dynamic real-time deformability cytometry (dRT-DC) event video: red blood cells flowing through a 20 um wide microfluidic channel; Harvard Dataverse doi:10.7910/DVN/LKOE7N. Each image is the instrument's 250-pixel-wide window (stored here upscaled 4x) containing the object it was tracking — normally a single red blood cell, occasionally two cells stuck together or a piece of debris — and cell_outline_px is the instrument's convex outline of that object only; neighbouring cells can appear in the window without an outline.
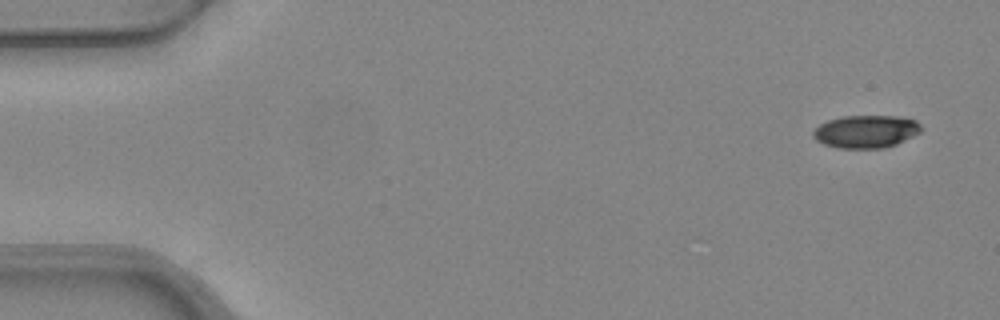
{"species": "common noctule bat (a hibernating species)", "species_latin": "Nyctalus noctula", "temperature_condition": "warm", "stored_images_in_passage": 7, "camera_frame_rate_fps": 3000, "um_per_image_px": 0.085, "animal": {"sex": "female", "body_mass_g": 24.6, "forearm_length_mm": 56.2}, "frame": {"image": 1, "passage_image": 1, "time_ms": 0.0, "image_size_px": [1000, 320], "cell_outline_px": [[920, 132], [896, 144], [884, 148], [836, 148], [824, 144], [816, 140], [812, 136], [812, 132], [820, 124], [828, 120], [844, 116], [900, 116], [916, 120], [920, 124]], "centroid_in_image_um": [73.59, 11.18], "position_along_channel_um": 11.4, "area_um2": 20.58}}
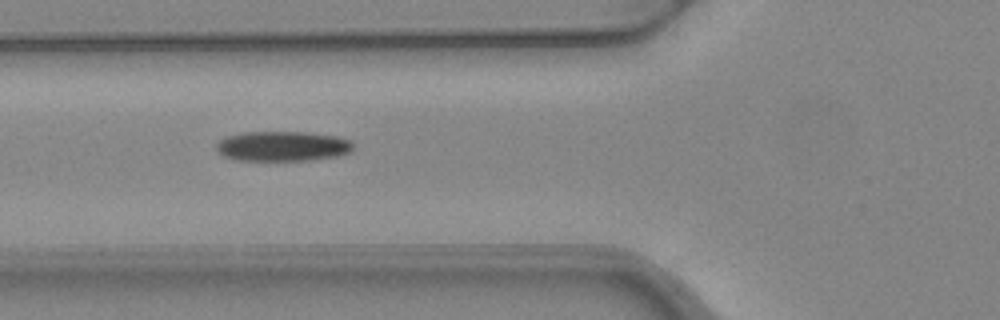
{"frame": {"image": 2, "passage_image": 5, "time_ms": 1.333, "image_size_px": [1000, 320], "cell_outline_px": [[352, 148], [348, 152], [336, 156], [312, 160], [236, 160], [224, 156], [216, 148], [216, 144], [220, 140], [228, 136], [244, 132], [304, 132], [336, 136], [348, 140], [352, 144]], "centroid_in_image_um": [23.99, 12.42], "position_along_channel_um": 101.8, "area_um2": 23.58}}
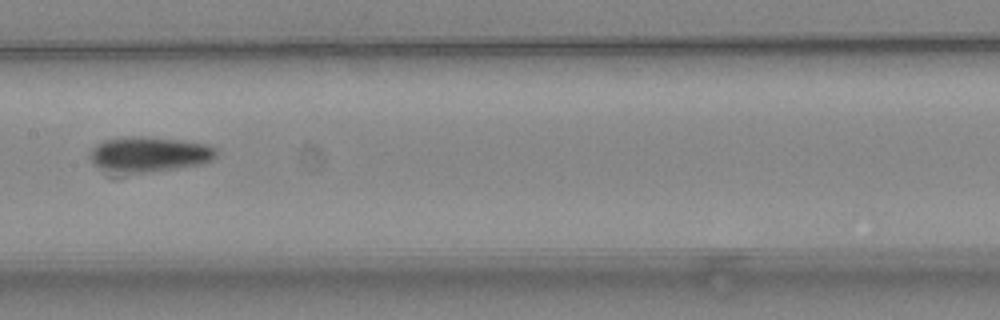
{"frame": {"image": 3, "passage_image": 7, "time_ms": 2.0, "image_size_px": [1000, 320], "cell_outline_px": [[216, 156], [212, 160], [200, 164], [116, 180], [112, 180], [92, 164], [88, 156], [88, 152], [96, 144], [104, 140], [120, 136], [140, 136], [180, 140], [204, 144], [216, 148]], "centroid_in_image_um": [12.45, 13.23], "position_along_channel_um": 195.0, "area_um2": 28.15}}